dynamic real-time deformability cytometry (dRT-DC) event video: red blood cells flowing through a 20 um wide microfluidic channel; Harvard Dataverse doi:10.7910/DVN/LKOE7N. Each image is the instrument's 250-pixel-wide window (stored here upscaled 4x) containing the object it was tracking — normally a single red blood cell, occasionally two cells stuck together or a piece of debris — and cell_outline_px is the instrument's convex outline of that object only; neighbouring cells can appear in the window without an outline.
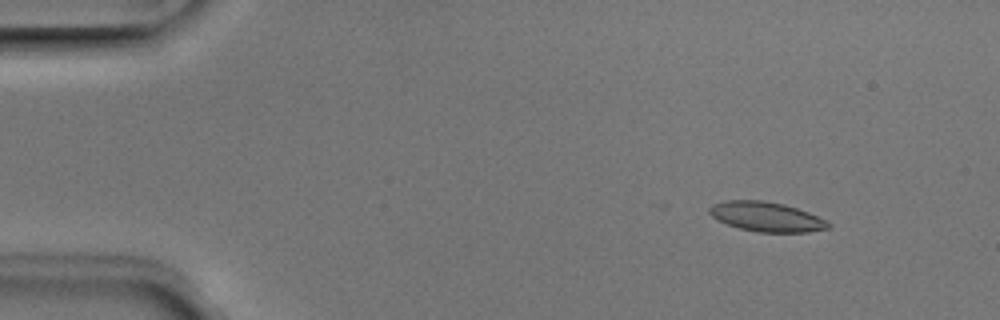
{"species": "Egyptian fruit bat (a non-hibernating species)", "species_latin": "Rousettus aegyptiacus", "temperature_condition": "room temperature", "stored_images_in_passage": 5, "camera_frame_rate_fps": 3000, "um_per_image_px": 0.085, "animal": {"sex": "male"}, "frame": {"image": 1, "passage_image": 2, "time_ms": 0.333, "image_size_px": [1000, 320], "cell_outline_px": [[832, 228], [808, 232], [756, 232], [740, 228], [728, 224], [712, 216], [708, 212], [708, 208], [712, 204], [724, 200], [764, 200], [784, 204], [808, 212], [832, 224]], "centroid_in_image_um": [65.15, 18.42], "position_along_channel_um": 19.9, "area_um2": 20.52}}
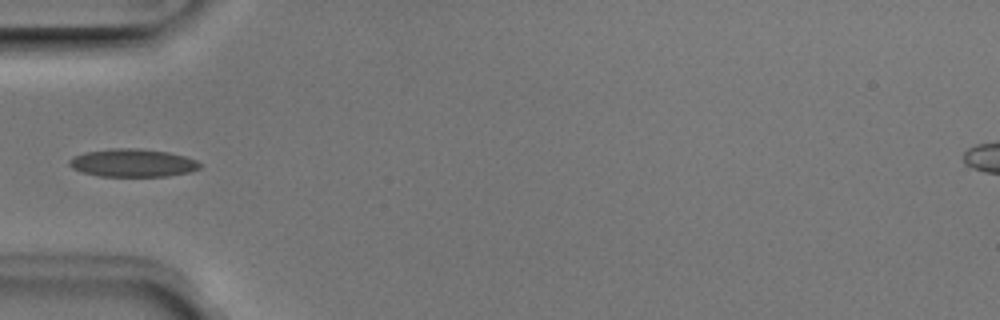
{"frame": {"image": 2, "passage_image": 5, "time_ms": 1.333, "image_size_px": [1000, 320], "cell_outline_px": [[200, 168], [192, 172], [168, 176], [100, 176], [84, 172], [72, 168], [68, 164], [68, 160], [84, 152], [108, 148], [136, 148], [168, 152], [184, 156], [196, 160], [200, 164]], "centroid_in_image_um": [11.28, 13.84], "position_along_channel_um": 73.7, "area_um2": 21.27}}